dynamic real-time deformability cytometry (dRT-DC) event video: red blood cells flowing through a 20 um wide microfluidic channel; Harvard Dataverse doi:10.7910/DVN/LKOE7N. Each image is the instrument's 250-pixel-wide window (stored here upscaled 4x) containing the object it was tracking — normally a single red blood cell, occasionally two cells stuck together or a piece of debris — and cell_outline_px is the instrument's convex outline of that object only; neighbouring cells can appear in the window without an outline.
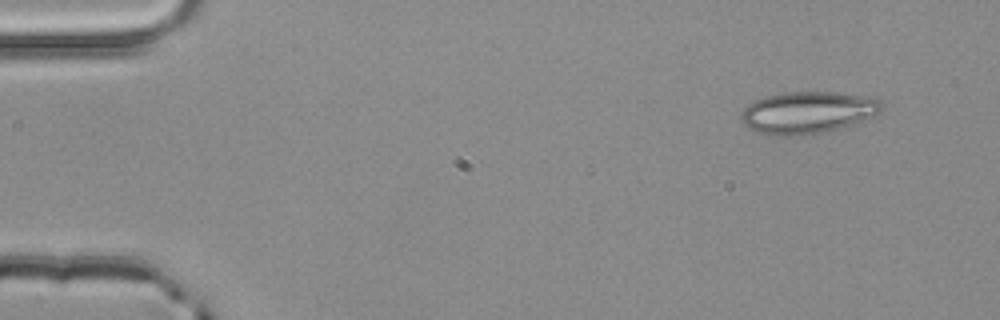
{"species": "common noctule bat (a hibernating species)", "species_latin": "Nyctalus noctula", "temperature_condition": "room temperature", "stored_images_in_passage": 4, "camera_frame_rate_fps": 3000, "um_per_image_px": 0.085, "animal": {"sex": "male", "body_mass_g": 20.4}, "frame": {"image": 1, "passage_image": 4, "time_ms": 1.0, "image_size_px": [1000, 320], "cell_outline_px": [[884, 108], [880, 112], [872, 116], [824, 132], [800, 136], [768, 136], [756, 132], [748, 128], [740, 120], [740, 112], [748, 104], [756, 100], [768, 96], [784, 92], [836, 92], [876, 96], [884, 104]], "centroid_in_image_um": [68.63, 9.56], "position_along_channel_um": 16.4, "area_um2": 34.74}}